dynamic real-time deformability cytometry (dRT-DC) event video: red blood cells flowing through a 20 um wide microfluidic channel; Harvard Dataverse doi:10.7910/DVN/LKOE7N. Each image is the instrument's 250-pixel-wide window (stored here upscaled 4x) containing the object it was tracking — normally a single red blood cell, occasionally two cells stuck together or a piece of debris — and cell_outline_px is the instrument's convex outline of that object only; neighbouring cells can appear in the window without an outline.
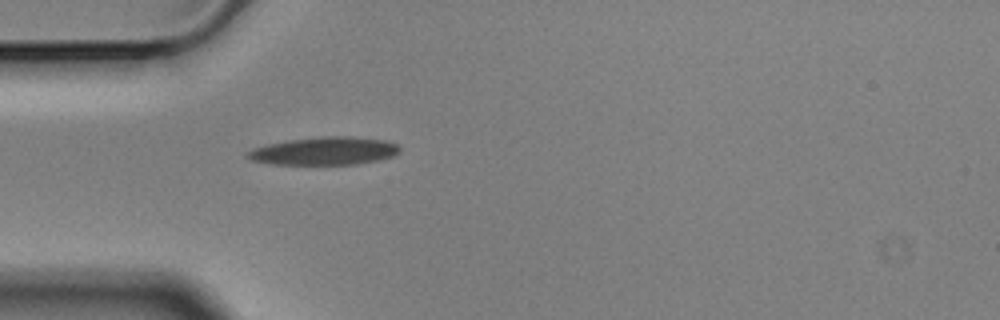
{"species": "Egyptian fruit bat (a non-hibernating species)", "species_latin": "Rousettus aegyptiacus", "temperature_condition": "cold", "stored_images_in_passage": 41, "camera_frame_rate_fps": 3000, "um_per_image_px": 0.085, "animal": {"sex": "male"}, "frame": {"image": 1, "passage_image": 1, "time_ms": 0.0, "image_size_px": [1000, 320], "cell_outline_px": [[400, 152], [392, 156], [380, 160], [356, 164], [272, 164], [252, 160], [248, 156], [248, 152], [256, 148], [268, 144], [288, 140], [320, 136], [348, 136], [384, 140], [396, 144], [400, 148]], "centroid_in_image_um": [27.63, 12.83], "position_along_channel_um": 57.4, "area_um2": 24.51}}
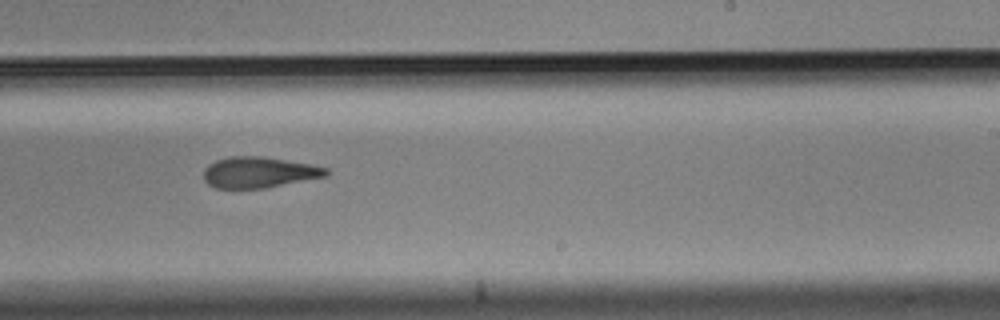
{"frame": {"image": 2, "passage_image": 19, "time_ms": 6.0, "image_size_px": [1000, 320], "cell_outline_px": [[328, 176], [264, 188], [216, 188], [208, 184], [204, 180], [204, 168], [208, 164], [216, 160], [228, 156], [264, 156], [308, 164], [328, 168]], "centroid_in_image_um": [21.98, 14.64], "position_along_channel_um": 267.0, "area_um2": 22.08}}
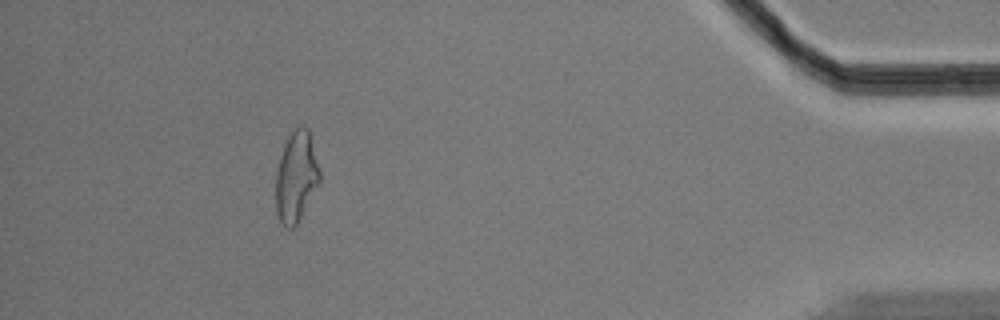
{"frame": {"image": 3, "passage_image": 36, "time_ms": 11.667, "image_size_px": [1000, 320], "cell_outline_px": [[320, 180], [296, 224], [292, 228], [288, 228], [280, 220], [276, 212], [276, 172], [280, 156], [284, 144], [288, 136], [296, 128], [308, 128], [320, 168]], "centroid_in_image_um": [25.17, 15.0], "position_along_channel_um": 410.0, "area_um2": 22.66}, "authors_computed_cell_mechanics": {"area_um2": 23.409, "velocity_mm_per_s": 3.5405, "shape_relaxation_time_tau1_ms": null, "shape_relaxation_time_tau2_ms": 5.0333, "deformation_change_tau1": null, "deformation_change_tau2": 0.1522}}